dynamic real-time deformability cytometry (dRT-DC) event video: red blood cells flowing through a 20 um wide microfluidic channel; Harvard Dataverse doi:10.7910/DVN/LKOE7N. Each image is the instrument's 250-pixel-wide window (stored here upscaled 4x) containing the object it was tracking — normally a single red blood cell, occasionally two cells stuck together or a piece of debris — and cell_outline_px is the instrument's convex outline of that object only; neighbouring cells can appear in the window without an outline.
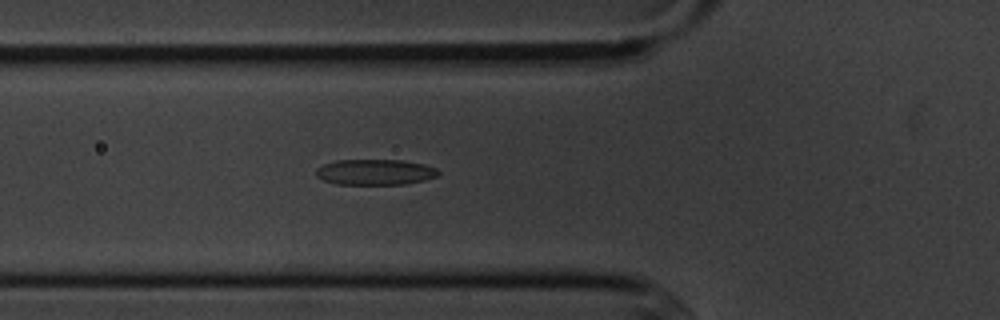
{"species": "common noctule bat (a hibernating species)", "species_latin": "Nyctalus noctula", "temperature_condition": "cold", "stored_images_in_passage": 6, "camera_frame_rate_fps": 3000, "um_per_image_px": 0.085, "animal": {"sex": "male", "body_mass_g": 20.1, "forearm_length_mm": 53.5}, "frame": {"image": 1, "passage_image": 6, "time_ms": 5.667, "image_size_px": [1000, 320], "cell_outline_px": [[440, 172], [436, 176], [424, 180], [404, 184], [336, 184], [324, 180], [316, 176], [316, 168], [324, 164], [336, 160], [404, 160], [424, 164], [436, 168]], "centroid_in_image_um": [31.88, 14.62], "position_along_channel_um": 93.9, "area_um2": 18.26}}